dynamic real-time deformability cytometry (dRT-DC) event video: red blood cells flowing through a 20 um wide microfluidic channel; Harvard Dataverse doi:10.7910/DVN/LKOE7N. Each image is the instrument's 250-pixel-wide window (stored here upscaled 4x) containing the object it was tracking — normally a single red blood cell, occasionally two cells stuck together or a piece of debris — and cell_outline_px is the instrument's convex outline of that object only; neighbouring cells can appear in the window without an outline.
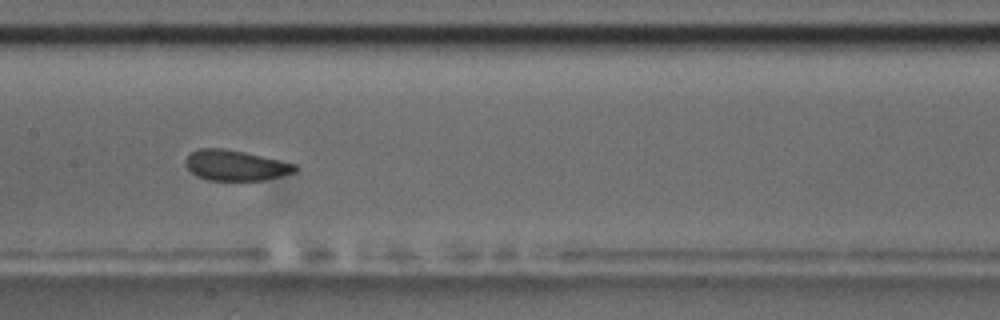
{"species": "common noctule bat (a hibernating species)", "species_latin": "Nyctalus noctula", "temperature_condition": "room temperature", "stored_images_in_passage": 10, "camera_frame_rate_fps": 3000, "um_per_image_px": 0.085, "animal": {"sex": "male", "body_mass_g": 17.5, "forearm_length_mm": 52.3}, "frame": {"image": 1, "passage_image": 7, "time_ms": 8.0, "image_size_px": [1000, 320], "cell_outline_px": [[296, 172], [280, 176], [260, 180], [208, 180], [196, 176], [184, 164], [184, 160], [192, 152], [200, 148], [224, 148], [244, 152], [296, 164]], "centroid_in_image_um": [19.98, 14.05], "position_along_channel_um": 187.4, "area_um2": 19.25}}